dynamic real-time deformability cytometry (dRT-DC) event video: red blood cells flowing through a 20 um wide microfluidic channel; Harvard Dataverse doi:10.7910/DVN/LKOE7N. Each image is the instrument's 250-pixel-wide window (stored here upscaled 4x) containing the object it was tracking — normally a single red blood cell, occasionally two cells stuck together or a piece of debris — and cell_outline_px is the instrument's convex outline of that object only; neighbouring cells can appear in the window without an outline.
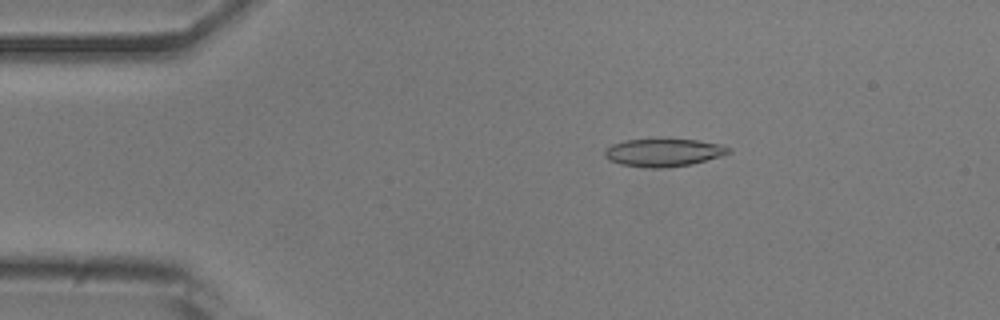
{"species": "common noctule bat (a hibernating species)", "species_latin": "Nyctalus noctula", "temperature_condition": "room temperature", "stored_images_in_passage": 52, "camera_frame_rate_fps": 3000, "um_per_image_px": 0.085, "animal": {"sex": "male", "body_mass_g": 20.5, "forearm_length_mm": 52.5}, "frame": {"image": 1, "passage_image": 9, "time_ms": 2.667, "image_size_px": [1000, 320], "cell_outline_px": [[732, 152], [720, 156], [692, 164], [664, 168], [644, 168], [620, 164], [608, 160], [604, 156], [604, 148], [612, 144], [628, 140], [660, 136], [696, 140], [720, 144], [732, 148]], "centroid_in_image_um": [56.37, 12.93], "position_along_channel_um": 28.6, "area_um2": 21.04}}
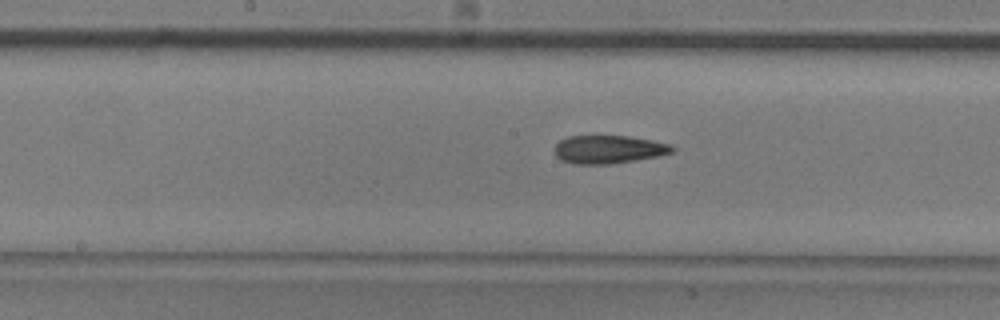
{"frame": {"image": 2, "passage_image": 26, "time_ms": 8.333, "image_size_px": [1000, 320], "cell_outline_px": [[676, 148], [672, 152], [660, 156], [636, 160], [608, 164], [572, 164], [560, 160], [556, 156], [556, 144], [560, 140], [568, 136], [632, 136], [672, 144]], "centroid_in_image_um": [51.76, 12.7], "position_along_channel_um": 196.4, "area_um2": 19.48}}
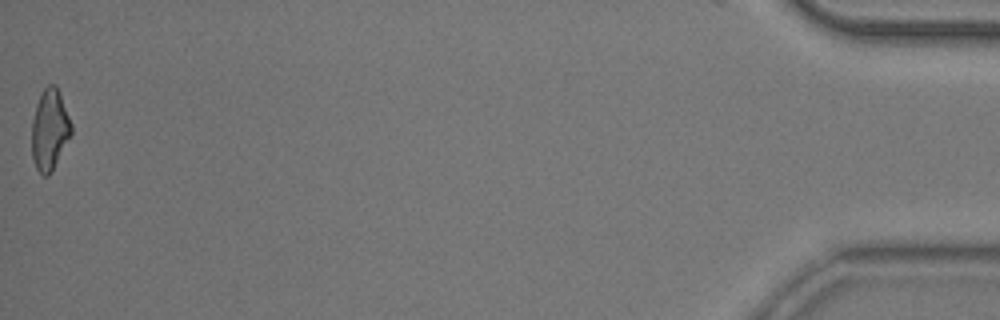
{"frame": {"image": 3, "passage_image": 52, "time_ms": 17.0, "image_size_px": [1000, 320], "cell_outline_px": [[72, 132], [52, 172], [48, 176], [44, 176], [36, 168], [32, 156], [32, 120], [36, 104], [44, 88], [48, 84], [56, 84], [60, 92], [72, 124]], "centroid_in_image_um": [4.23, 11.01], "position_along_channel_um": 431.0, "area_um2": 18.67}, "authors_computed_cell_mechanics": {"area_um2": 19.7098, "velocity_mm_per_s": 3.8583, "shape_relaxation_time_tau1_ms": null, "shape_relaxation_time_tau2_ms": 4.1717, "deformation_change_tau1": null, "deformation_change_tau2": 0.139}}